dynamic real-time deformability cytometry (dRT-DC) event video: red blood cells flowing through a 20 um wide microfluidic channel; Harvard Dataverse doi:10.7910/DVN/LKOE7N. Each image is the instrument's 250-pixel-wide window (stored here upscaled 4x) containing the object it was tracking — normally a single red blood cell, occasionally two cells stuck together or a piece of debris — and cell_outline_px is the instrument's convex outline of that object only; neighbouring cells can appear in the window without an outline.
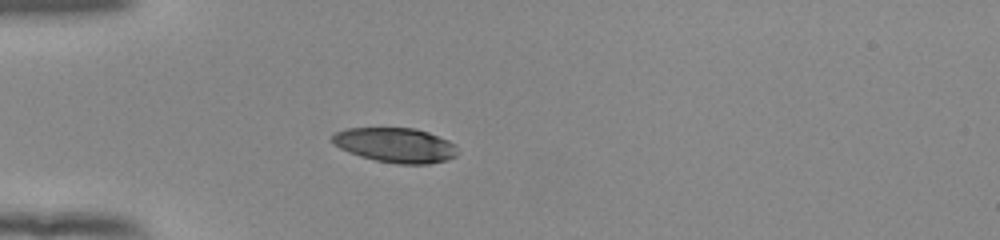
{"species": "human", "species_latin": "Homo sapiens", "temperature_condition": "room temperature", "stored_images_in_passage": 38, "camera_frame_rate_fps": 3000, "um_per_image_px": 0.085, "donor": {"sex": "female"}, "frame": {"image": 1, "passage_image": 1, "time_ms": 0.0, "image_size_px": [1000, 240], "cell_outline_px": [[460, 152], [456, 156], [448, 160], [428, 164], [396, 164], [376, 160], [360, 156], [348, 152], [332, 144], [332, 136], [336, 132], [344, 128], [416, 128], [428, 132], [448, 140], [456, 144]], "centroid_in_image_um": [33.65, 12.34], "position_along_channel_um": 51.4, "area_um2": 25.66}}
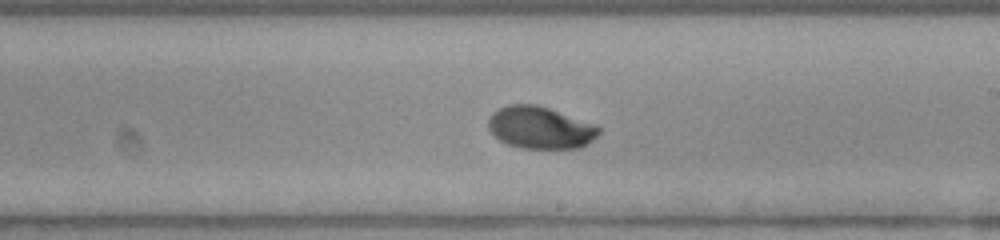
{"frame": {"image": 2, "passage_image": 17, "time_ms": 5.333, "image_size_px": [1000, 240], "cell_outline_px": [[600, 132], [588, 144], [580, 148], [520, 148], [508, 144], [500, 140], [488, 128], [488, 120], [492, 112], [508, 104], [536, 104], [600, 124]], "centroid_in_image_um": [45.97, 10.84], "position_along_channel_um": 243.0, "area_um2": 27.46}}
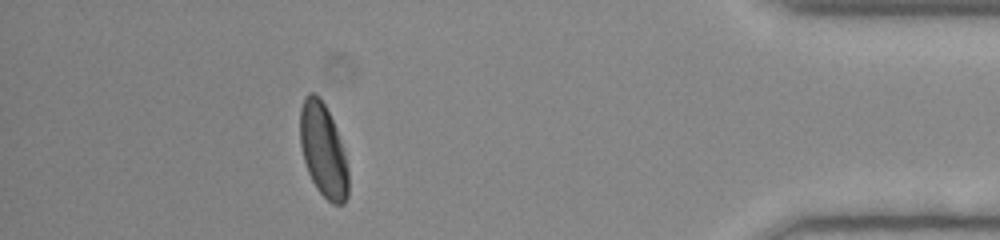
{"frame": {"image": 3, "passage_image": 33, "time_ms": 10.667, "image_size_px": [1000, 240], "cell_outline_px": [[348, 196], [344, 204], [332, 204], [316, 188], [308, 172], [304, 160], [300, 144], [300, 108], [304, 96], [308, 92], [316, 92], [320, 96], [336, 128], [344, 152], [348, 168]], "centroid_in_image_um": [27.46, 12.75], "position_along_channel_um": 407.7, "area_um2": 26.36}, "authors_computed_cell_mechanics": {"area_um2": 27.2527, "velocity_mm_per_s": 3.902, "shape_relaxation_time_tau1_ms": 2.5282, "shape_relaxation_time_tau2_ms": null, "deformation_change_tau1": 0.1461, "deformation_change_tau2": null}}